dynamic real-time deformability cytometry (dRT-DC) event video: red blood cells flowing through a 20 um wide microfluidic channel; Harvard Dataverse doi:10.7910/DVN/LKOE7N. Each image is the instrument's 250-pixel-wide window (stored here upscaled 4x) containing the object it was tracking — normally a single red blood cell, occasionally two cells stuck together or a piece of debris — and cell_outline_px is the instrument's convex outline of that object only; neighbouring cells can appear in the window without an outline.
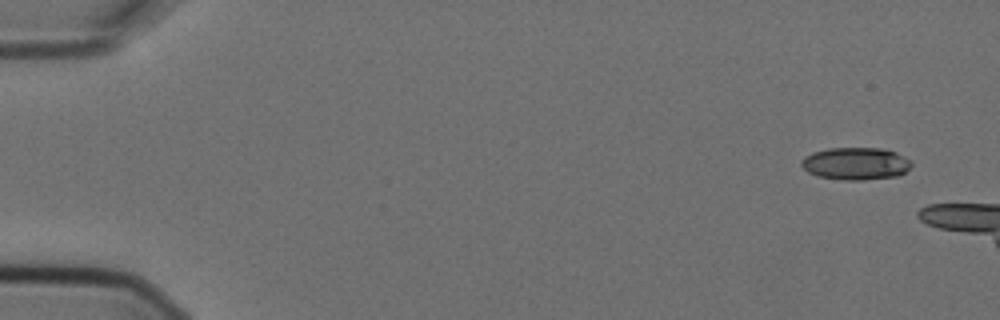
{"species": "Egyptian fruit bat (a non-hibernating species)", "species_latin": "Rousettus aegyptiacus", "temperature_condition": "cold", "stored_images_in_passage": 3, "camera_frame_rate_fps": 3000, "um_per_image_px": 0.085, "animal": {"sex": "female"}, "frame": {"image": 1, "passage_image": 1, "time_ms": 0.0, "image_size_px": [1000, 320], "cell_outline_px": [[912, 164], [900, 176], [860, 180], [844, 180], [816, 176], [808, 172], [800, 164], [800, 160], [804, 156], [812, 152], [828, 148], [880, 148], [896, 152], [908, 160]], "centroid_in_image_um": [72.68, 13.91], "position_along_channel_um": 12.3, "area_um2": 20.81}}